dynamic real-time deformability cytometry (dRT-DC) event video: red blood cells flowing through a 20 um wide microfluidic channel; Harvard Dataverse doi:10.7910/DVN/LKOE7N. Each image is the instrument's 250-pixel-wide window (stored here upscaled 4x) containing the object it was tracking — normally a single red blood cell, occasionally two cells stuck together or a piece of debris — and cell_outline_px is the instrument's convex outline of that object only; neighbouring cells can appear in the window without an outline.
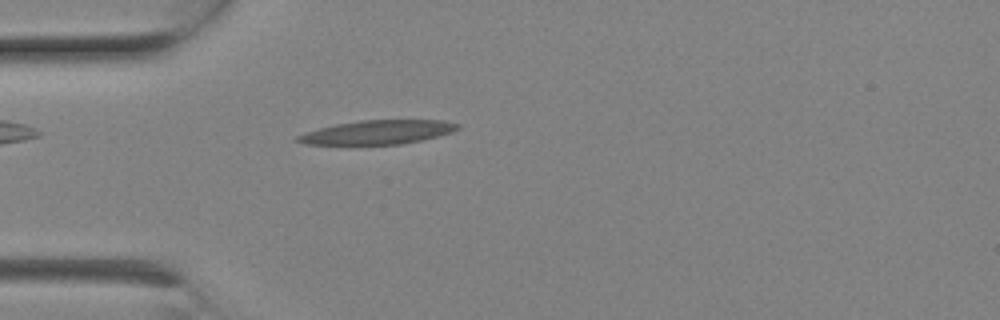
{"species": "Egyptian fruit bat (a non-hibernating species)", "species_latin": "Rousettus aegyptiacus", "temperature_condition": "room temperature", "stored_images_in_passage": 5, "camera_frame_rate_fps": 3000, "um_per_image_px": 0.085, "animal": {"sex": "female"}, "frame": {"image": 1, "passage_image": 5, "time_ms": 1.333, "image_size_px": [1000, 320], "cell_outline_px": [[460, 128], [452, 132], [420, 140], [400, 144], [304, 144], [292, 140], [296, 136], [304, 132], [336, 124], [360, 120], [444, 120], [460, 124]], "centroid_in_image_um": [32.07, 11.23], "position_along_channel_um": 52.9, "area_um2": 22.25}}